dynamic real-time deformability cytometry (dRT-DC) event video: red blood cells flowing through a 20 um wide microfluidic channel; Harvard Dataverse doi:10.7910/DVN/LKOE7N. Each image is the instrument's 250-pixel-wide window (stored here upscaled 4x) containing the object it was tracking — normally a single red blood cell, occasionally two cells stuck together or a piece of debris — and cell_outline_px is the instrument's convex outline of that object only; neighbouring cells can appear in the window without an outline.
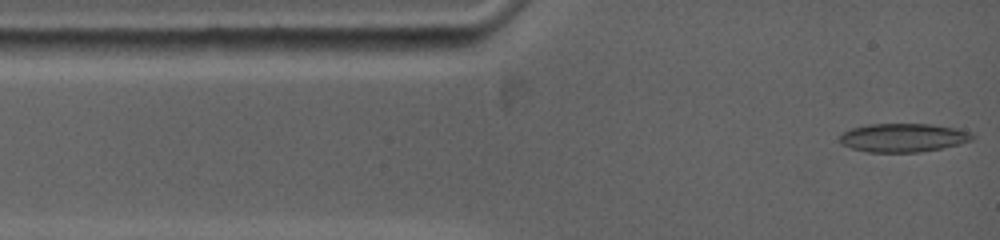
{"species": "common noctule bat (a hibernating species)", "species_latin": "Nyctalus noctula", "temperature_condition": "warm", "stored_images_in_passage": 68, "camera_frame_rate_fps": 5000, "um_per_image_px": 0.085, "animal": {"sex": "female", "body_mass_g": 19.0, "forearm_length_mm": 53.3}, "frame": {"image": 1, "passage_image": 1, "time_ms": 0.0, "image_size_px": [1000, 240], "cell_outline_px": [[976, 136], [972, 140], [960, 144], [920, 152], [868, 152], [852, 148], [840, 144], [840, 136], [844, 132], [852, 128], [868, 124], [932, 124], [956, 128], [972, 132]], "centroid_in_image_um": [76.8, 11.7], "position_along_channel_um": 8.2, "area_um2": 22.14}}
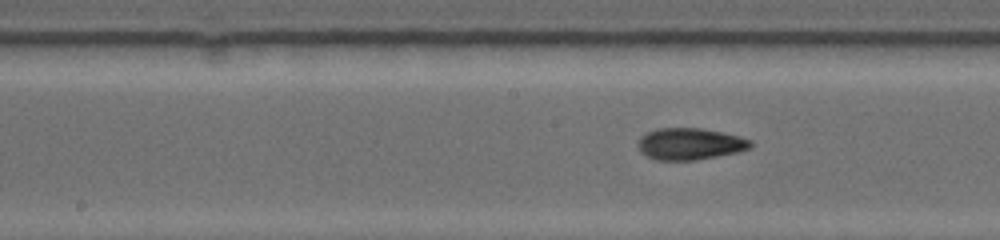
{"frame": {"image": 2, "passage_image": 30, "time_ms": 5.8, "image_size_px": [1000, 240], "cell_outline_px": [[752, 144], [748, 148], [736, 152], [696, 160], [656, 160], [648, 156], [640, 148], [640, 140], [648, 132], [660, 128], [700, 128], [720, 132], [752, 140]], "centroid_in_image_um": [58.67, 12.23], "position_along_channel_um": 189.5, "area_um2": 20.11}}
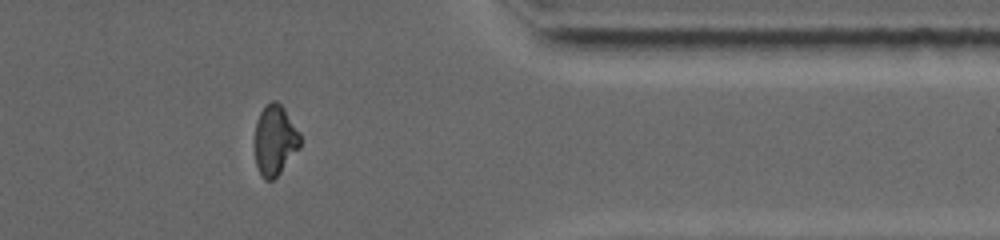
{"frame": {"image": 3, "passage_image": 58, "time_ms": 11.4, "image_size_px": [1000, 240], "cell_outline_px": [[300, 148], [280, 172], [272, 180], [264, 180], [256, 164], [256, 120], [260, 112], [272, 100], [276, 100], [284, 108], [300, 136]], "centroid_in_image_um": [23.37, 11.92], "position_along_channel_um": 388.0, "area_um2": 18.09}, "authors_computed_cell_mechanics": {"area_um2": 19.3919, "velocity_mm_per_s": 3.8397, "shape_relaxation_time_tau1_ms": 8.6249, "shape_relaxation_time_tau2_ms": 2.1224, "deformation_change_tau1": 0.28, "deformation_change_tau2": 0.0745}}